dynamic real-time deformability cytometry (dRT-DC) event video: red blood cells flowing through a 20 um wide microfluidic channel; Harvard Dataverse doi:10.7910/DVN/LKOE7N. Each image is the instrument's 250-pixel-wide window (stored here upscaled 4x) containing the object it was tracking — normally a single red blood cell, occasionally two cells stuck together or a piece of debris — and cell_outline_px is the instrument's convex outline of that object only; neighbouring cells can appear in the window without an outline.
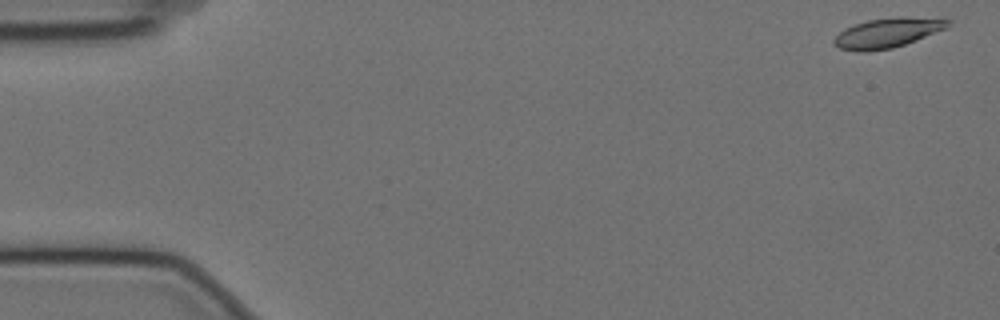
{"species": "Egyptian fruit bat (a non-hibernating species)", "species_latin": "Rousettus aegyptiacus", "temperature_condition": "cold", "stored_images_in_passage": 57, "camera_frame_rate_fps": 3000, "um_per_image_px": 0.085, "animal": {"sex": "female"}, "frame": {"image": 1, "passage_image": 1, "time_ms": 0.0, "image_size_px": [1000, 320], "cell_outline_px": [[948, 28], [916, 40], [892, 48], [868, 52], [856, 52], [840, 48], [832, 44], [832, 40], [844, 28], [868, 20], [900, 16], [904, 16], [948, 20]], "centroid_in_image_um": [75.38, 2.81], "position_along_channel_um": 9.6, "area_um2": 19.65}}
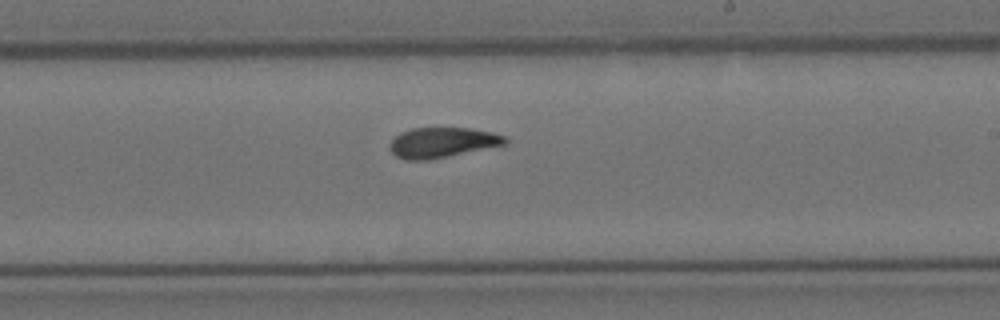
{"frame": {"image": 2, "passage_image": 33, "time_ms": 10.667, "image_size_px": [1000, 320], "cell_outline_px": [[508, 144], [428, 160], [404, 160], [396, 156], [388, 148], [388, 144], [400, 132], [412, 128], [468, 128], [492, 132], [504, 136], [508, 140]], "centroid_in_image_um": [37.57, 12.12], "position_along_channel_um": 251.4, "area_um2": 20.35}}
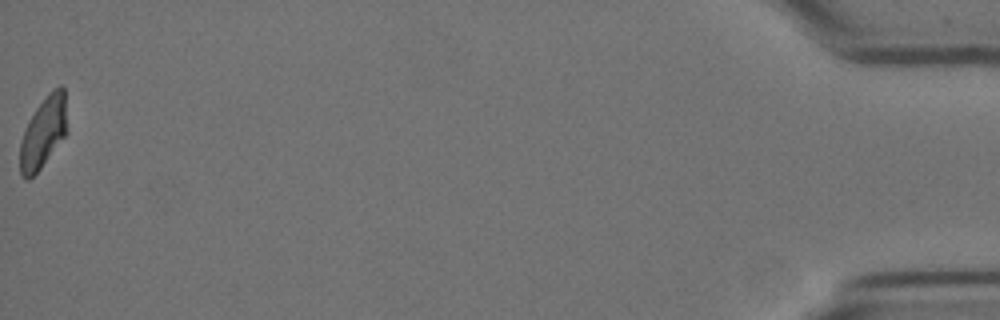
{"frame": {"image": 3, "passage_image": 57, "time_ms": 18.667, "image_size_px": [1000, 320], "cell_outline_px": [[68, 132], [40, 168], [28, 180], [24, 180], [20, 176], [20, 140], [28, 120], [36, 108], [48, 92], [52, 88], [60, 84], [64, 88]], "centroid_in_image_um": [3.68, 11.23], "position_along_channel_um": 431.5, "area_um2": 19.77}, "authors_computed_cell_mechanics": {"area_um2": 20.4034, "velocity_mm_per_s": 3.4992, "shape_relaxation_time_tau1_ms": 4.3187, "shape_relaxation_time_tau2_ms": 2.1114, "deformation_change_tau1": 0.1441, "deformation_change_tau2": 0.0829}}